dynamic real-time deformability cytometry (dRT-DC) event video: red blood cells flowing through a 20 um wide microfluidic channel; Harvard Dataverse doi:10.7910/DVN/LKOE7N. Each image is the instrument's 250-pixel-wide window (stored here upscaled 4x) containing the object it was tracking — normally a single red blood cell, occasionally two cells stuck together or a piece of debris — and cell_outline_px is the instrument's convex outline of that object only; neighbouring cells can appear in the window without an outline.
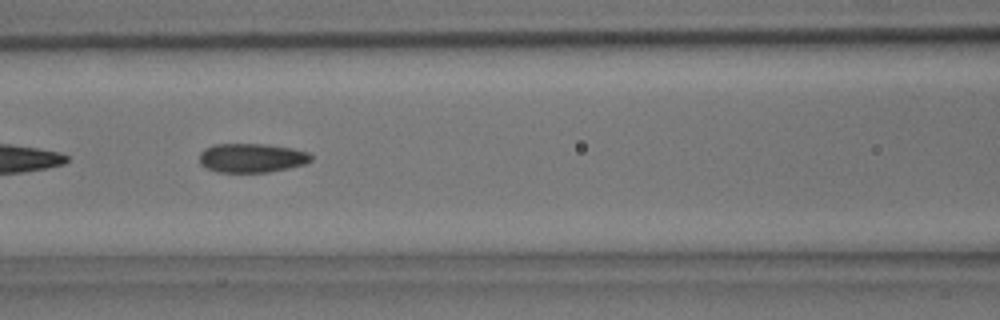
{"species": "common noctule bat (a hibernating species)", "species_latin": "Nyctalus noctula", "temperature_condition": "room temperature", "stored_images_in_passage": 28, "segment_of_instrument_passage": [2, 2], "camera_frame_rate_fps": 3000, "um_per_image_px": 0.085, "animal": {"sex": "male", "body_mass_g": 15.6}, "frame": {"image": 1, "passage_image": 19, "time_ms": 6.0, "image_size_px": [1000, 320], "cell_outline_px": [[312, 160], [304, 164], [288, 168], [268, 172], [216, 172], [200, 164], [200, 152], [204, 148], [216, 144], [264, 144], [292, 148], [308, 152], [312, 156]], "centroid_in_image_um": [21.39, 13.42], "position_along_channel_um": 145.2, "area_um2": 18.9}}